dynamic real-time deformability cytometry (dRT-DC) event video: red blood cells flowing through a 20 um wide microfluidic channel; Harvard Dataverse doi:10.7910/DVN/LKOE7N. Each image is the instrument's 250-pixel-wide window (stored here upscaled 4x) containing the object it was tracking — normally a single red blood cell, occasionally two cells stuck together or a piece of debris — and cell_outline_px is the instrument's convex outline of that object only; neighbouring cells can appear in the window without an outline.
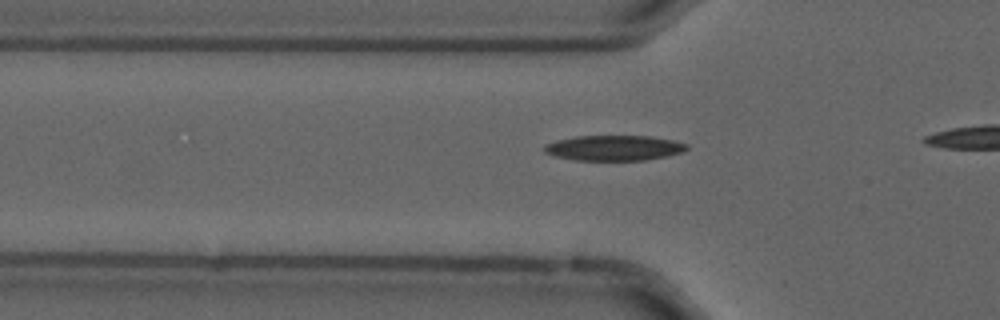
{"species": "common noctule bat (a hibernating species)", "species_latin": "Nyctalus noctula", "temperature_condition": "cold", "stored_images_in_passage": 11, "camera_frame_rate_fps": 3000, "um_per_image_px": 0.085, "animal": {"sex": "male", "forearm_length_mm": 52.5}, "frame": {"image": 1, "passage_image": 8, "time_ms": 2.333, "image_size_px": [1000, 320], "cell_outline_px": [[688, 148], [684, 152], [644, 160], [576, 160], [556, 156], [544, 152], [544, 144], [556, 140], [576, 136], [652, 136], [672, 140], [688, 144]], "centroid_in_image_um": [52.19, 12.57], "position_along_channel_um": 73.6, "area_um2": 20.92}}